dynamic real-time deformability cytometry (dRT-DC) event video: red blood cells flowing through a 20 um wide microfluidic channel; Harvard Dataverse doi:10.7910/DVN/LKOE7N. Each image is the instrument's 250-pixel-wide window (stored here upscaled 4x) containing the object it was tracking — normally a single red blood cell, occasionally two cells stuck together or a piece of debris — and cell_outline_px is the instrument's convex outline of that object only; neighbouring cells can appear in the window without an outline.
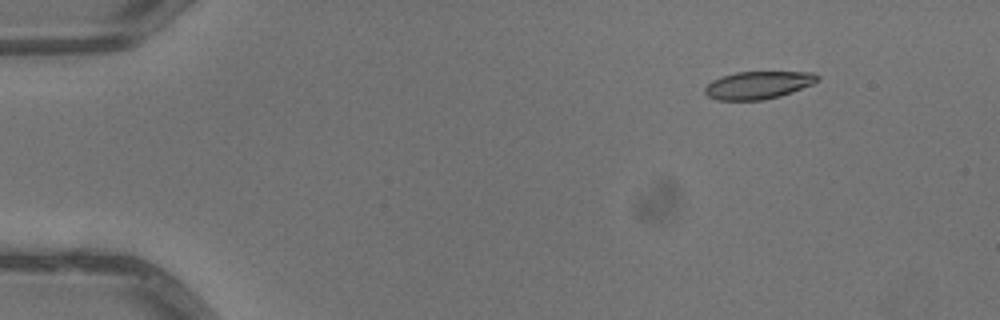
{"species": "common noctule bat (a hibernating species)", "species_latin": "Nyctalus noctula", "temperature_condition": "warm", "stored_images_in_passage": 4, "camera_frame_rate_fps": 3000, "um_per_image_px": 0.085, "animal": {"sex": "male", "body_mass_g": 13.3}, "frame": {"image": 1, "passage_image": 2, "time_ms": 0.333, "image_size_px": [1000, 320], "cell_outline_px": [[820, 80], [812, 84], [792, 92], [780, 96], [764, 100], [716, 100], [708, 96], [704, 92], [704, 88], [712, 80], [720, 76], [736, 72], [812, 72], [820, 76]], "centroid_in_image_um": [64.44, 7.23], "position_along_channel_um": 20.6, "area_um2": 18.26}}
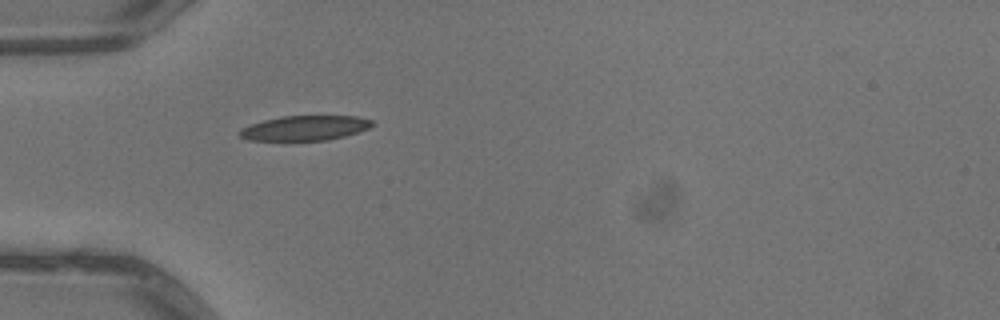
{"frame": {"image": 2, "passage_image": 4, "time_ms": 1.0, "image_size_px": [1000, 320], "cell_outline_px": [[376, 124], [368, 128], [344, 136], [328, 140], [248, 140], [240, 136], [236, 132], [240, 128], [264, 120], [280, 116], [356, 116], [372, 120]], "centroid_in_image_um": [25.89, 10.88], "position_along_channel_um": 59.1, "area_um2": 19.13}}